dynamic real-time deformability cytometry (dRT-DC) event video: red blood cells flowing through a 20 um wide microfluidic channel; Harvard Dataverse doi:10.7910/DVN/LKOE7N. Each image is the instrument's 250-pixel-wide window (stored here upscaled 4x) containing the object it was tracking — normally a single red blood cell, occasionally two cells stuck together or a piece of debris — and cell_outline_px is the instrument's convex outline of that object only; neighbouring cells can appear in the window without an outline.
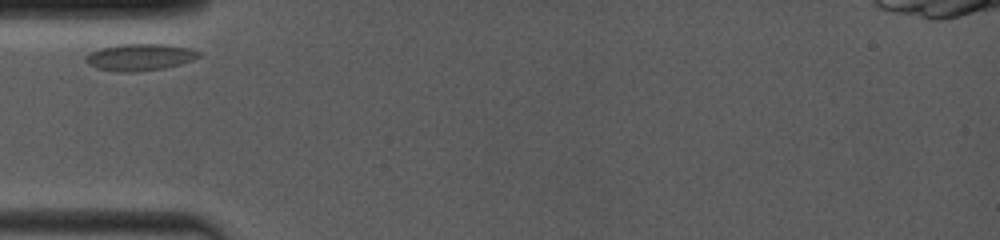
{"species": "common noctule bat (a hibernating species)", "species_latin": "Nyctalus noctula", "temperature_condition": "room temperature", "stored_images_in_passage": 29, "camera_frame_rate_fps": 4000, "um_per_image_px": 0.085, "animal": {"sex": "female", "body_mass_g": 19.0, "forearm_length_mm": 53.3}, "frame": {"image": 1, "passage_image": 1, "time_ms": 0.0, "image_size_px": [1000, 240], "cell_outline_px": [[204, 52], [200, 56], [192, 60], [180, 64], [164, 68], [136, 72], [120, 72], [96, 68], [88, 64], [84, 60], [84, 56], [88, 52], [100, 48], [120, 44], [164, 44], [188, 48]], "centroid_in_image_um": [11.86, 4.86], "position_along_channel_um": 73.1, "area_um2": 17.86}}
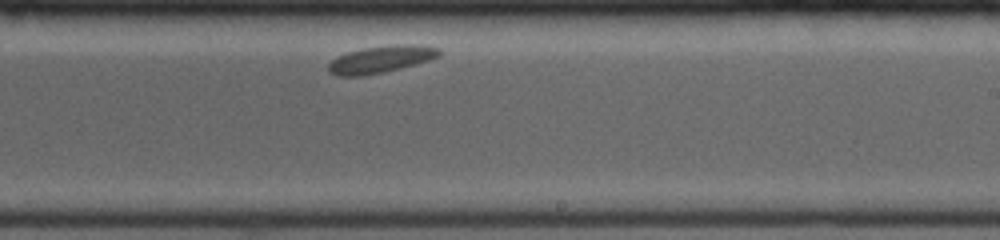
{"frame": {"image": 2, "passage_image": 17, "time_ms": 5.25, "image_size_px": [1000, 240], "cell_outline_px": [[440, 56], [428, 60], [400, 68], [384, 72], [360, 76], [340, 76], [328, 72], [328, 64], [336, 56], [348, 52], [364, 48], [396, 44], [416, 44], [440, 48]], "centroid_in_image_um": [32.36, 5.03], "position_along_channel_um": 256.6, "area_um2": 17.4}}
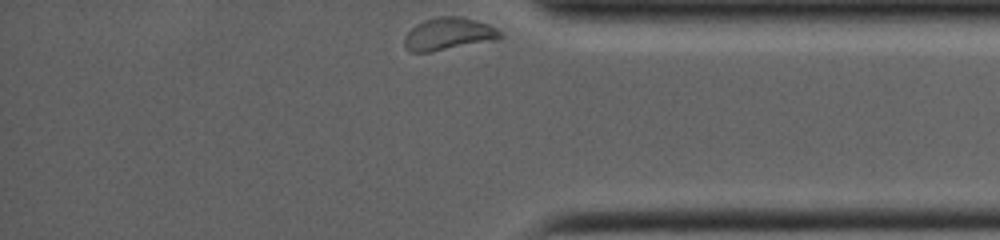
{"frame": {"image": 3, "passage_image": 29, "time_ms": 9.25, "image_size_px": [1000, 240], "cell_outline_px": [[504, 36], [500, 40], [432, 52], [408, 52], [404, 44], [404, 36], [416, 24], [424, 20], [440, 16], [460, 16], [476, 20], [488, 24], [496, 28]], "centroid_in_image_um": [38.16, 2.9], "position_along_channel_um": 397.0, "area_um2": 18.5}}